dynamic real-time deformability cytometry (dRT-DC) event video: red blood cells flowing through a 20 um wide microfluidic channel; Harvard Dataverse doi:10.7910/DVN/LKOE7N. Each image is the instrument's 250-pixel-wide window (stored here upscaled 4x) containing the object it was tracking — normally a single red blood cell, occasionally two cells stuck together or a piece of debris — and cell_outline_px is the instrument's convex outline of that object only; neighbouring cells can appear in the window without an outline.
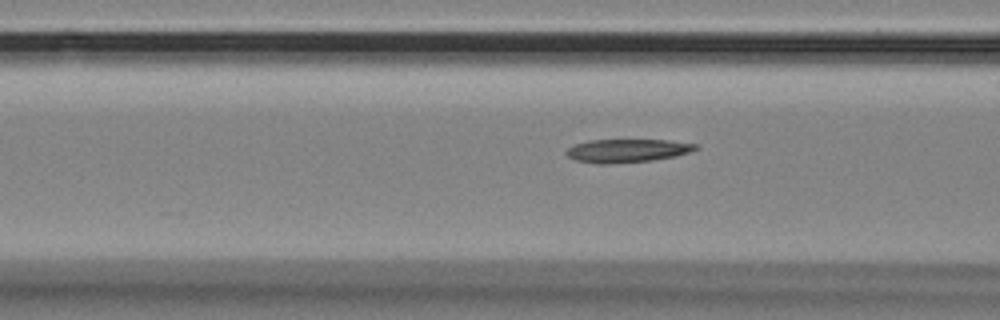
{"species": "Egyptian fruit bat (a non-hibernating species)", "species_latin": "Rousettus aegyptiacus", "temperature_condition": "room temperature", "stored_images_in_passage": 48, "camera_frame_rate_fps": 3000, "um_per_image_px": 0.085, "animal": {"sex": "female"}, "frame": {"image": 1, "passage_image": 12, "time_ms": 3.667, "image_size_px": [1000, 320], "cell_outline_px": [[700, 148], [692, 152], [676, 156], [652, 160], [608, 164], [596, 164], [576, 160], [568, 156], [564, 152], [568, 148], [576, 144], [588, 140], [668, 140], [700, 144]], "centroid_in_image_um": [53.37, 12.8], "position_along_channel_um": 113.2, "area_um2": 17.74}}
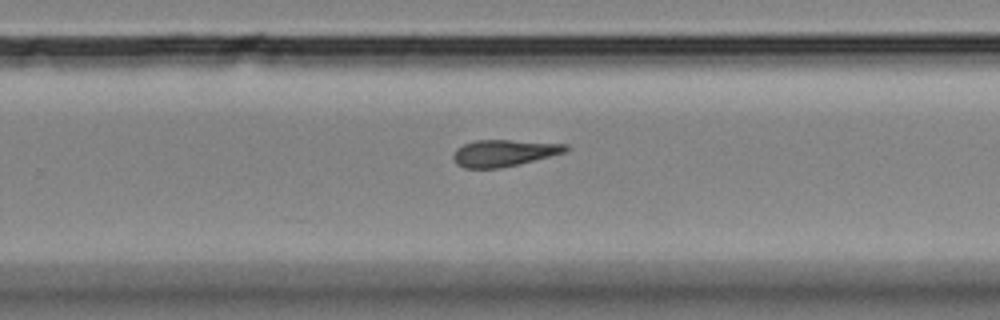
{"frame": {"image": 2, "passage_image": 27, "time_ms": 8.667, "image_size_px": [1000, 320], "cell_outline_px": [[572, 148], [568, 152], [516, 164], [496, 168], [464, 168], [456, 164], [452, 156], [456, 148], [464, 144], [476, 140], [508, 140], [568, 144]], "centroid_in_image_um": [42.85, 12.99], "position_along_channel_um": 286.9, "area_um2": 17.46}}
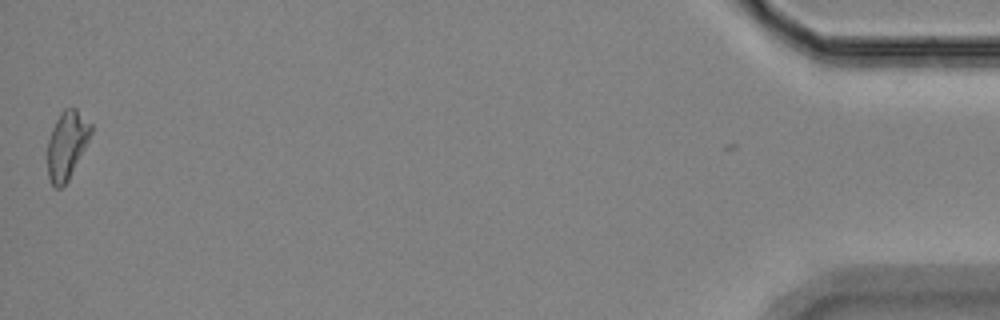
{"frame": {"image": 3, "passage_image": 47, "time_ms": 15.333, "image_size_px": [1000, 320], "cell_outline_px": [[92, 132], [68, 180], [60, 188], [56, 188], [52, 184], [48, 176], [48, 140], [52, 128], [56, 120], [64, 108], [76, 108], [92, 124]], "centroid_in_image_um": [5.68, 12.3], "position_along_channel_um": 429.5, "area_um2": 16.88}, "authors_computed_cell_mechanics": {"area_um2": 17.4556, "velocity_mm_per_s": 3.4732, "shape_relaxation_time_tau1_ms": null, "shape_relaxation_time_tau2_ms": 7.608, "deformation_change_tau1": null, "deformation_change_tau2": 0.1843}}